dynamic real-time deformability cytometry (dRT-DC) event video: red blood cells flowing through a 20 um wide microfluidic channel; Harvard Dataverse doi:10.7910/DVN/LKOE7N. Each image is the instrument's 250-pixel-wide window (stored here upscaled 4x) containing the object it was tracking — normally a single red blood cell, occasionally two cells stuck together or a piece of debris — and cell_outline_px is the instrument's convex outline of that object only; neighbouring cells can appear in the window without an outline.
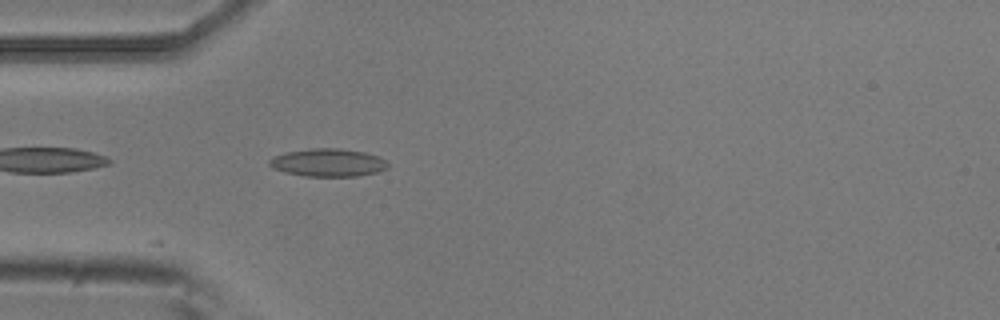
{"species": "common noctule bat (a hibernating species)", "species_latin": "Nyctalus noctula", "temperature_condition": "room temperature", "stored_images_in_passage": 1, "camera_frame_rate_fps": 3000, "um_per_image_px": 0.085, "animal": {"sex": "male", "body_mass_g": 20.5, "forearm_length_mm": 52.5}, "frame": {"image": 1, "passage_image": 1, "time_ms": 0.0, "image_size_px": [1000, 320], "cell_outline_px": [[388, 168], [380, 172], [356, 176], [304, 176], [284, 172], [272, 168], [268, 164], [268, 160], [284, 152], [312, 148], [340, 148], [364, 152], [380, 156], [388, 164]], "centroid_in_image_um": [27.89, 13.82], "position_along_channel_um": 57.1, "area_um2": 19.42}}